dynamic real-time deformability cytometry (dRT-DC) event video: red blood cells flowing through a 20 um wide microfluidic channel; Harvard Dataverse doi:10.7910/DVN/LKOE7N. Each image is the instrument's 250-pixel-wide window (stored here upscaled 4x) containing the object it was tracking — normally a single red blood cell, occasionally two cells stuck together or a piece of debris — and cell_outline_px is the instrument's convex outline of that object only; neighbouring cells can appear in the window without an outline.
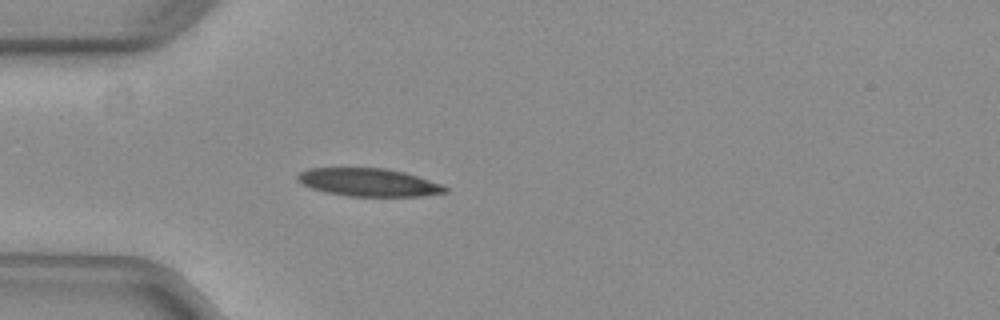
{"species": "common noctule bat (a hibernating species)", "species_latin": "Nyctalus noctula", "temperature_condition": "warm", "stored_images_in_passage": 24, "camera_frame_rate_fps": 3000, "um_per_image_px": 0.085, "animal": {"sex": "female", "body_mass_g": 29.2, "forearm_length_mm": 56.3}, "frame": {"image": 1, "passage_image": 1, "time_ms": 0.0, "image_size_px": [1000, 320], "cell_outline_px": [[448, 192], [420, 196], [348, 196], [324, 192], [300, 184], [296, 176], [300, 172], [308, 168], [384, 168], [404, 172], [440, 184], [448, 188]], "centroid_in_image_um": [31.29, 15.5], "position_along_channel_um": 53.7, "area_um2": 23.93}}
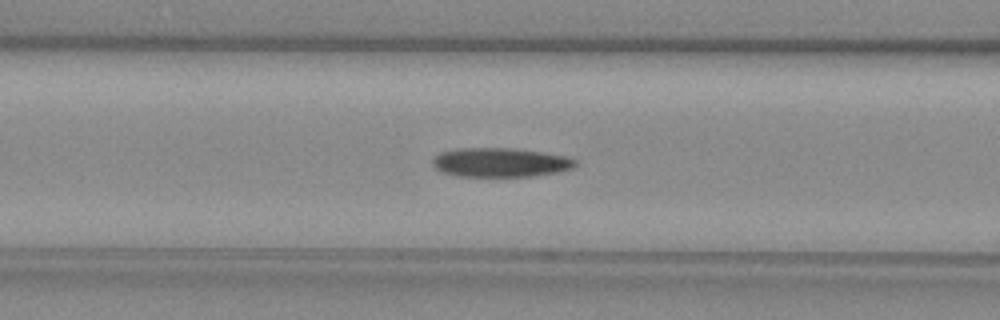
{"frame": {"image": 2, "passage_image": 7, "time_ms": 2.0, "image_size_px": [1000, 320], "cell_outline_px": [[576, 164], [572, 168], [556, 172], [532, 176], [456, 176], [440, 172], [432, 164], [432, 160], [440, 152], [460, 148], [508, 148], [540, 152], [564, 156], [576, 160]], "centroid_in_image_um": [42.47, 13.81], "position_along_channel_um": 124.1, "area_um2": 23.99}}